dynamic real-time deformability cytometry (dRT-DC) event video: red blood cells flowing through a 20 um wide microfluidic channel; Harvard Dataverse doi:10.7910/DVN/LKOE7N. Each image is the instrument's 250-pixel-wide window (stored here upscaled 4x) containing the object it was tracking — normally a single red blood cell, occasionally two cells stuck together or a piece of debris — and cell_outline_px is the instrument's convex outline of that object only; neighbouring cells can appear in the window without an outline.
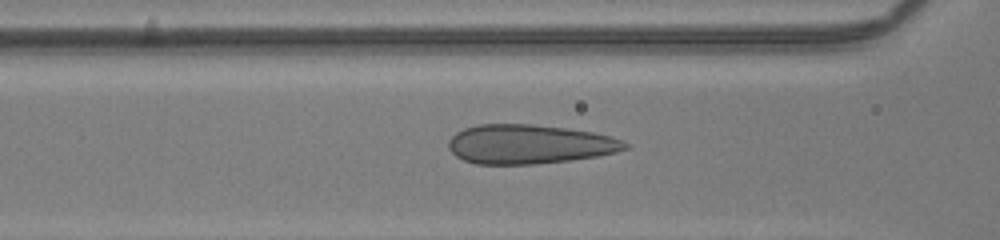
{"species": "human", "species_latin": "Homo sapiens", "temperature_condition": "room temperature", "stored_images_in_passage": 27, "camera_frame_rate_fps": 3000, "um_per_image_px": 0.085, "donor": {"sex": "male"}, "frame": {"image": 1, "passage_image": 26, "time_ms": 8.333, "image_size_px": [1000, 240], "cell_outline_px": [[632, 144], [628, 148], [616, 152], [596, 156], [572, 160], [532, 164], [476, 164], [464, 160], [456, 156], [448, 148], [448, 140], [456, 132], [464, 128], [476, 124], [532, 124], [564, 128], [592, 132], [608, 136]], "centroid_in_image_um": [44.96, 12.26], "position_along_channel_um": 121.6, "area_um2": 40.34}}